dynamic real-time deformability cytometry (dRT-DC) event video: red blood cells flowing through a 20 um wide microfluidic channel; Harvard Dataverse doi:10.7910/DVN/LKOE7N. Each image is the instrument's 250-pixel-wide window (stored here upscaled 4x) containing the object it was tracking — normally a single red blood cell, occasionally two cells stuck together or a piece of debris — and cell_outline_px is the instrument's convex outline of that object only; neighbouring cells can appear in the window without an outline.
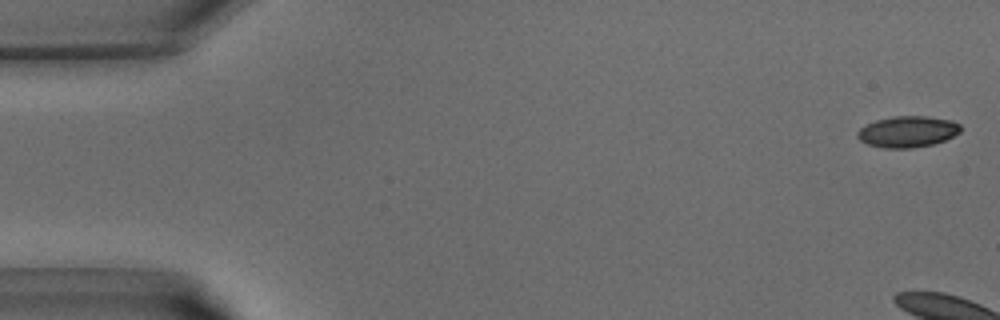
{"species": "common noctule bat (a hibernating species)", "species_latin": "Nyctalus noctula", "temperature_condition": "warm", "stored_images_in_passage": 5, "camera_frame_rate_fps": 3000, "um_per_image_px": 0.085, "animal": {"sex": "male", "body_mass_g": 15.6}, "frame": {"image": 1, "passage_image": 1, "time_ms": 0.0, "image_size_px": [1000, 320], "cell_outline_px": [[960, 132], [944, 140], [932, 144], [912, 148], [884, 148], [868, 144], [860, 140], [856, 136], [856, 132], [860, 128], [876, 120], [892, 116], [928, 116], [952, 120], [960, 124]], "centroid_in_image_um": [77.13, 11.18], "position_along_channel_um": 7.9, "area_um2": 18.73}}